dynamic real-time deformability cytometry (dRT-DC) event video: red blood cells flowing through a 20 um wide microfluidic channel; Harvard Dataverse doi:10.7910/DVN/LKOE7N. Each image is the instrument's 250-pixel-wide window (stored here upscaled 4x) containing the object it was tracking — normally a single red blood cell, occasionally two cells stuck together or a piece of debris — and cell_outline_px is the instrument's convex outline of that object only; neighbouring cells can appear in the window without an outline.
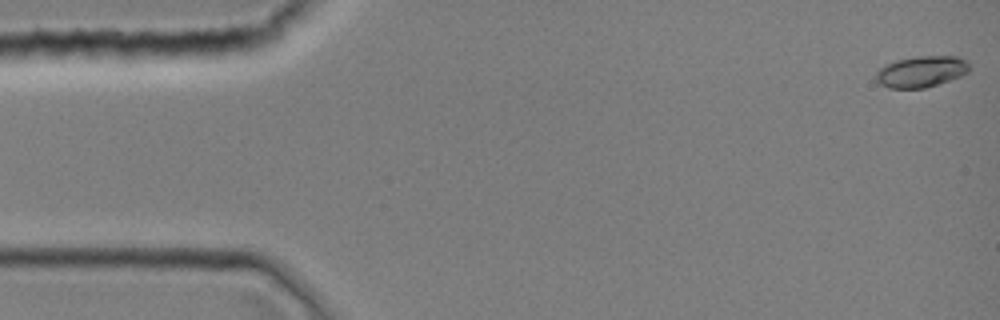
{"species": "common noctule bat (a hibernating species)", "species_latin": "Nyctalus noctula", "temperature_condition": "room temperature", "stored_images_in_passage": 5, "camera_frame_rate_fps": 3000, "um_per_image_px": 0.085, "animal": {"sex": "female", "body_mass_g": 19.0, "forearm_length_mm": 51.5}, "frame": {"image": 1, "passage_image": 1, "time_ms": 0.0, "image_size_px": [1000, 320], "cell_outline_px": [[968, 72], [960, 76], [924, 88], [888, 88], [880, 84], [876, 80], [876, 72], [884, 64], [896, 60], [916, 56], [960, 56], [968, 60]], "centroid_in_image_um": [78.29, 6.07], "position_along_channel_um": 6.7, "area_um2": 16.99}}